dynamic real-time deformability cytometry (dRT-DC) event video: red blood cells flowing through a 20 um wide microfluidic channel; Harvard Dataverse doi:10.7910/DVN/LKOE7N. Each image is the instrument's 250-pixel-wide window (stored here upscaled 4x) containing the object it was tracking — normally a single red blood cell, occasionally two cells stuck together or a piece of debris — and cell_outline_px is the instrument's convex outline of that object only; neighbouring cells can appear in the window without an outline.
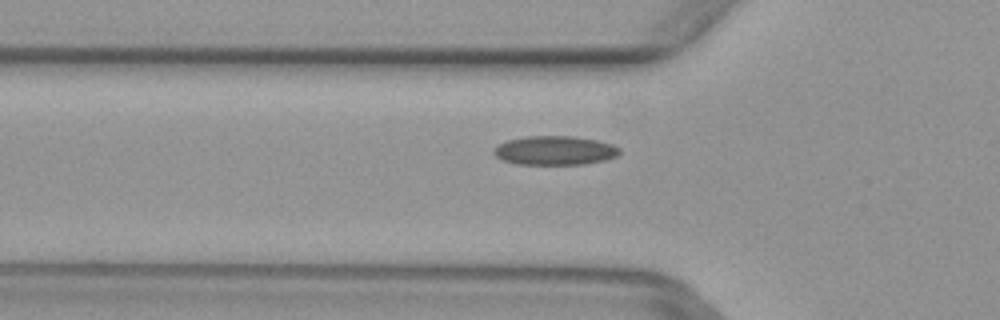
{"species": "common noctule bat (a hibernating species)", "species_latin": "Nyctalus noctula", "temperature_condition": "warm", "stored_images_in_passage": 39, "camera_frame_rate_fps": 3000, "um_per_image_px": 0.085, "animal": {"sex": "female", "body_mass_g": 29.2, "forearm_length_mm": 56.3}, "frame": {"image": 1, "passage_image": 6, "time_ms": 1.667, "image_size_px": [1000, 320], "cell_outline_px": [[620, 152], [616, 156], [604, 160], [584, 164], [516, 164], [504, 160], [496, 156], [492, 152], [500, 144], [508, 140], [524, 136], [572, 136], [596, 140], [612, 144], [620, 148]], "centroid_in_image_um": [47.17, 12.79], "position_along_channel_um": 78.6, "area_um2": 21.1}}
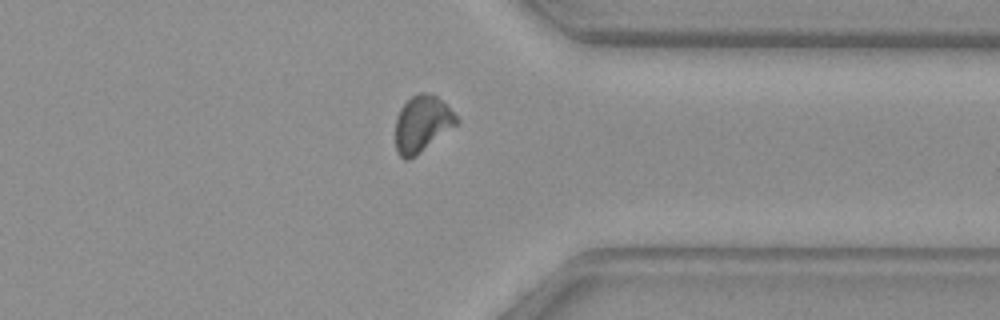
{"frame": {"image": 2, "passage_image": 28, "time_ms": 9.0, "image_size_px": [1000, 320], "cell_outline_px": [[460, 120], [456, 124], [416, 156], [408, 160], [404, 160], [396, 152], [396, 116], [400, 108], [412, 96], [420, 92], [432, 92]], "centroid_in_image_um": [35.84, 10.53], "position_along_channel_um": 375.6, "area_um2": 19.83}}
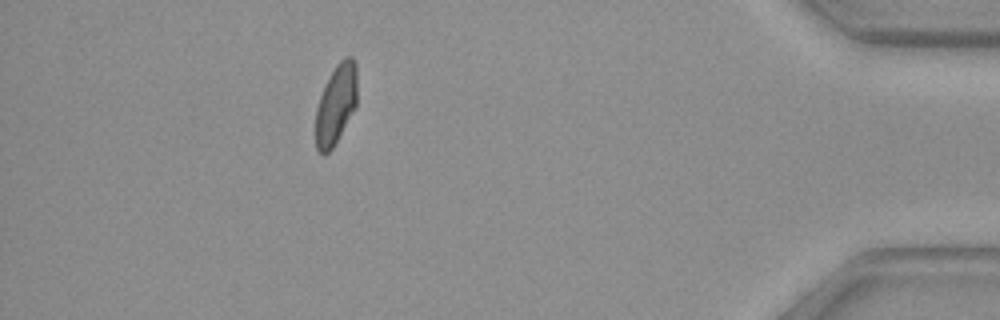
{"frame": {"image": 3, "passage_image": 34, "time_ms": 11.0, "image_size_px": [1000, 320], "cell_outline_px": [[356, 108], [332, 148], [324, 156], [316, 148], [316, 108], [320, 96], [336, 64], [344, 56], [352, 56], [356, 64]], "centroid_in_image_um": [28.57, 8.87], "position_along_channel_um": 406.6, "area_um2": 19.13}}